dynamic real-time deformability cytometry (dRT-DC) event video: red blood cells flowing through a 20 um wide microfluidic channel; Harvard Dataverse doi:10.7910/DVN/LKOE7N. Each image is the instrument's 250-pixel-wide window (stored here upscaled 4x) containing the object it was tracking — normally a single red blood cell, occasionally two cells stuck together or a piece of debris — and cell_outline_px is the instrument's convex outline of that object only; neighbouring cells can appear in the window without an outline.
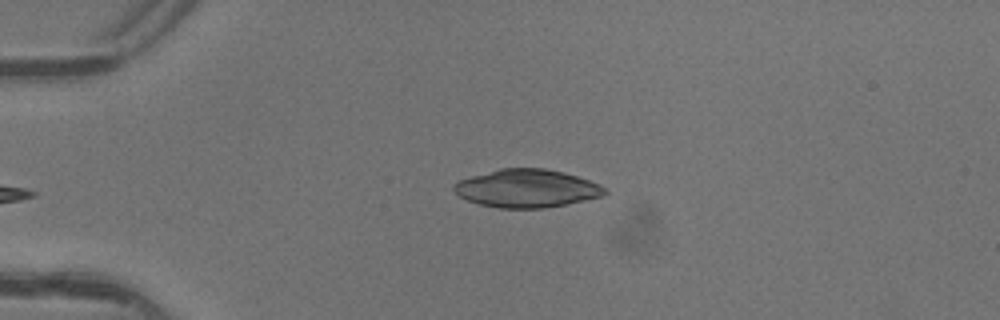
{"species": "common noctule bat (a hibernating species)", "species_latin": "Nyctalus noctula", "temperature_condition": "warm", "stored_images_in_passage": 5, "camera_frame_rate_fps": 3000, "um_per_image_px": 0.085, "animal": {"sex": "female"}, "frame": {"image": 1, "passage_image": 5, "time_ms": 1.333, "image_size_px": [1000, 320], "cell_outline_px": [[608, 192], [600, 196], [568, 204], [544, 208], [500, 208], [480, 204], [468, 200], [460, 196], [452, 188], [452, 184], [460, 180], [472, 176], [500, 168], [544, 168], [564, 172], [600, 184]], "centroid_in_image_um": [44.77, 16.01], "position_along_channel_um": 40.2, "area_um2": 33.23}}